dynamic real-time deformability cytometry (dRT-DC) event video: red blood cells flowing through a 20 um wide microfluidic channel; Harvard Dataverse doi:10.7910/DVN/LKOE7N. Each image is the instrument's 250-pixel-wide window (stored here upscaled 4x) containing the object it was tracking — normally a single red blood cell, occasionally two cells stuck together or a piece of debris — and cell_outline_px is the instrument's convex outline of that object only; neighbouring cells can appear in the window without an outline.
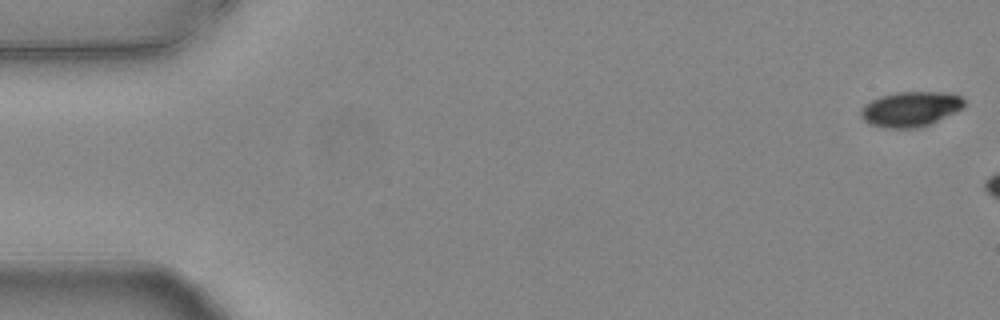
{"species": "common noctule bat (a hibernating species)", "species_latin": "Nyctalus noctula", "temperature_condition": "warm", "stored_images_in_passage": 6, "camera_frame_rate_fps": 3000, "um_per_image_px": 0.085, "animal": {"sex": "female", "body_mass_g": 24.6, "forearm_length_mm": 56.2}, "frame": {"image": 1, "passage_image": 1, "time_ms": 0.0, "image_size_px": [1000, 320], "cell_outline_px": [[964, 108], [920, 128], [880, 128], [868, 124], [860, 116], [860, 108], [864, 104], [880, 96], [896, 92], [944, 92], [960, 96], [964, 100]], "centroid_in_image_um": [77.35, 9.28], "position_along_channel_um": 7.7, "area_um2": 21.27}}